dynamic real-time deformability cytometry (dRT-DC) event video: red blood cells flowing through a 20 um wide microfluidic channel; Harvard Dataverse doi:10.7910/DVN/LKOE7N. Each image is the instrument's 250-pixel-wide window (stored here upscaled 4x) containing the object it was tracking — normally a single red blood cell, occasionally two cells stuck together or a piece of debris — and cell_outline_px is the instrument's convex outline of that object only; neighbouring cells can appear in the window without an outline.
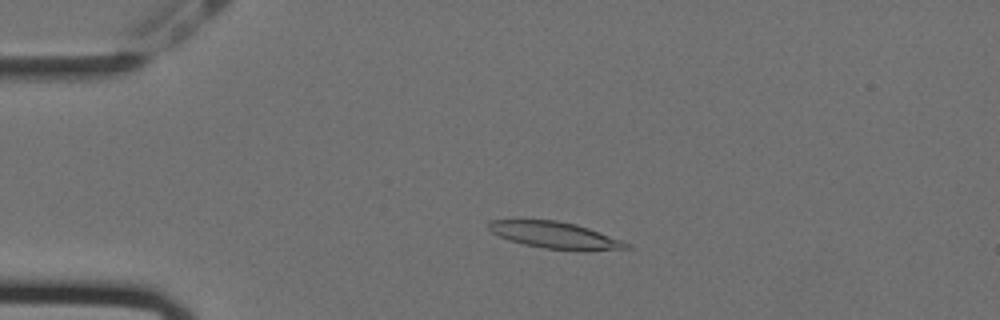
{"species": "Egyptian fruit bat (a non-hibernating species)", "species_latin": "Rousettus aegyptiacus", "temperature_condition": "cold", "stored_images_in_passage": 57, "camera_frame_rate_fps": 3000, "um_per_image_px": 0.085, "animal": {"sex": "female"}, "frame": {"image": 1, "passage_image": 13, "time_ms": 4.0, "image_size_px": [1000, 320], "cell_outline_px": [[632, 248], [584, 252], [544, 248], [524, 244], [508, 240], [492, 232], [488, 228], [488, 220], [556, 220], [576, 224], [624, 240], [632, 244]], "centroid_in_image_um": [47.27, 20.01], "position_along_channel_um": 37.7, "area_um2": 21.79}}
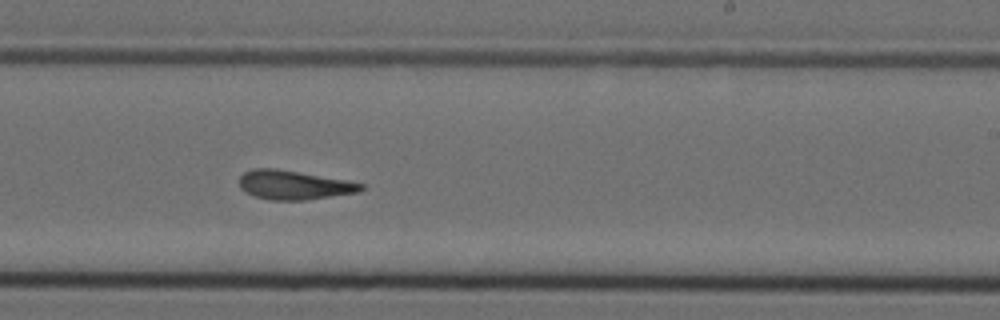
{"frame": {"image": 2, "passage_image": 35, "time_ms": 11.333, "image_size_px": [1000, 320], "cell_outline_px": [[364, 188], [360, 192], [304, 200], [268, 200], [252, 196], [244, 192], [240, 188], [240, 176], [244, 172], [252, 168], [276, 168], [348, 180], [364, 184]], "centroid_in_image_um": [24.96, 15.72], "position_along_channel_um": 264.0, "area_um2": 20.87}}
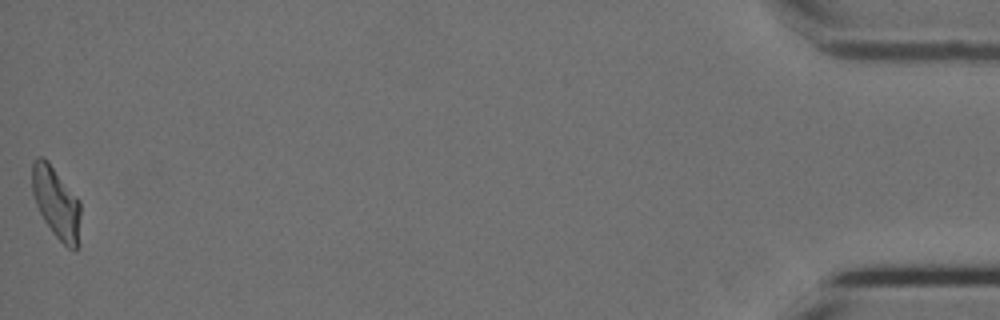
{"frame": {"image": 3, "passage_image": 57, "time_ms": 18.667, "image_size_px": [1000, 320], "cell_outline_px": [[80, 244], [76, 252], [68, 248], [52, 232], [44, 220], [36, 204], [32, 192], [32, 160], [36, 156], [44, 156], [48, 160], [80, 200]], "centroid_in_image_um": [4.8, 17.23], "position_along_channel_um": 430.4, "area_um2": 20.63}, "authors_computed_cell_mechanics": {"area_um2": 20.8658, "velocity_mm_per_s": 3.5606, "shape_relaxation_time_tau1_ms": null, "shape_relaxation_time_tau2_ms": 5.6871, "deformation_change_tau1": null, "deformation_change_tau2": 0.1351}}